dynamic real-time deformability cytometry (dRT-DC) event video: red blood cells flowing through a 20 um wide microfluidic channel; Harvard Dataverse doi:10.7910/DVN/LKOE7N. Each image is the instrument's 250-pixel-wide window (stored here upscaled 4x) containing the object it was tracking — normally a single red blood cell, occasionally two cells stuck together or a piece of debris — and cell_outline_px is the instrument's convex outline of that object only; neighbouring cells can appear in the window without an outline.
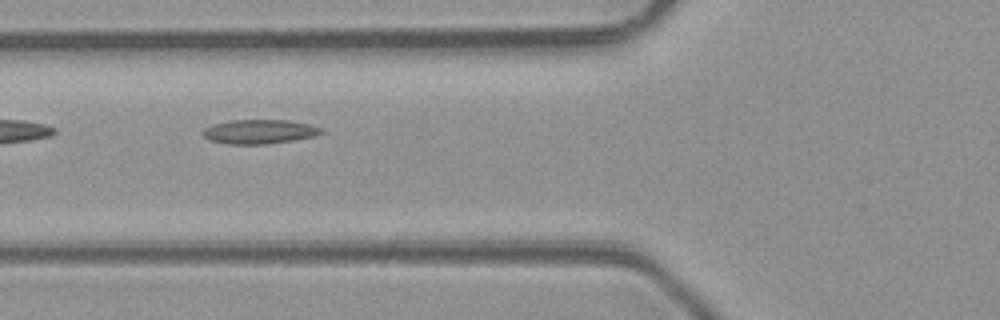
{"species": "common noctule bat (a hibernating species)", "species_latin": "Nyctalus noctula", "temperature_condition": "room temperature", "stored_images_in_passage": 6, "camera_frame_rate_fps": 3000, "um_per_image_px": 0.085, "animal": {"sex": "male", "body_mass_g": 23.1, "forearm_length_mm": 52.7}, "frame": {"image": 1, "passage_image": 5, "time_ms": 5.667, "image_size_px": [1000, 320], "cell_outline_px": [[324, 132], [316, 136], [296, 140], [268, 144], [228, 144], [208, 140], [200, 132], [204, 128], [212, 124], [228, 120], [292, 120], [324, 128]], "centroid_in_image_um": [22.06, 11.19], "position_along_channel_um": 103.7, "area_um2": 17.11}}
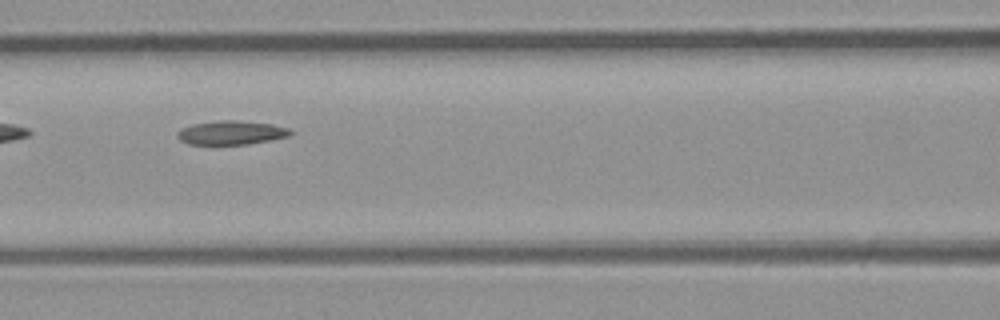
{"frame": {"image": 2, "passage_image": 6, "time_ms": 6.667, "image_size_px": [1000, 320], "cell_outline_px": [[292, 132], [288, 136], [248, 144], [188, 144], [180, 140], [176, 136], [176, 132], [180, 128], [192, 124], [220, 120], [236, 120], [272, 124], [288, 128]], "centroid_in_image_um": [19.59, 11.27], "position_along_channel_um": 147.0, "area_um2": 15.66}}